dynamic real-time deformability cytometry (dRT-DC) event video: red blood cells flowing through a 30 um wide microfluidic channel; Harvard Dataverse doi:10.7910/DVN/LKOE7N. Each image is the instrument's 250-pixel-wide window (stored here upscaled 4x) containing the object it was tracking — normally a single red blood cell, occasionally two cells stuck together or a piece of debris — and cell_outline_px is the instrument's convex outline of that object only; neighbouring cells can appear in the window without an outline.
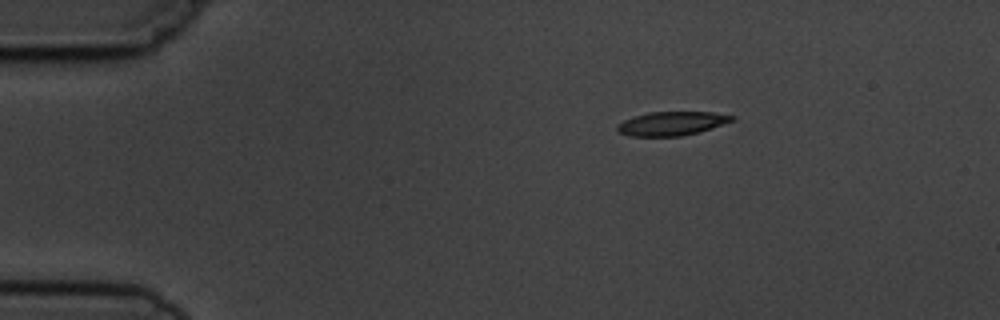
{"species": "common noctule bat (a hibernating species)", "species_latin": "Nyctalus noctula", "temperature_condition": "cold", "stored_images_in_passage": 5, "segment_of_instrument_passage": [2, 2], "camera_frame_rate_fps": 3000, "um_per_image_px": 0.085, "animal": {"sex": "male", "body_mass_g": 19.5, "forearm_length_mm": 54.6}, "frame": {"image": 1, "passage_image": 5, "time_ms": 4.667, "image_size_px": [1000, 320], "cell_outline_px": [[736, 120], [696, 132], [680, 136], [628, 136], [616, 132], [616, 124], [632, 116], [648, 112], [712, 112], [736, 116]], "centroid_in_image_um": [57.03, 10.49], "position_along_channel_um": 28.0, "area_um2": 16.01}}